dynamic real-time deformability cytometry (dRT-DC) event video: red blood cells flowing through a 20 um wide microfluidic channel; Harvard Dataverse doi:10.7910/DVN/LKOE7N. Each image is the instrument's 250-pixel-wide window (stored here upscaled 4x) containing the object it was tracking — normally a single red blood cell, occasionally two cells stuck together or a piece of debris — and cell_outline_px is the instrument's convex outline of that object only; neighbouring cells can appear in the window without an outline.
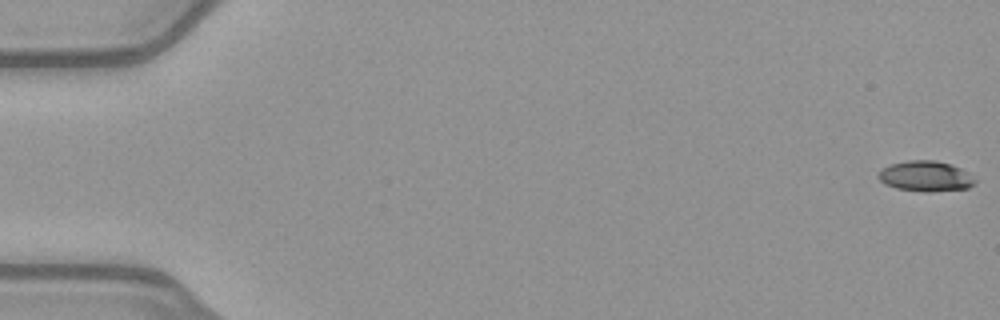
{"species": "common noctule bat (a hibernating species)", "species_latin": "Nyctalus noctula", "temperature_condition": "warm", "stored_images_in_passage": 52, "camera_frame_rate_fps": 3000, "um_per_image_px": 0.085, "animal": {"sex": "female", "body_mass_g": 21.9}, "frame": {"image": 1, "passage_image": 1, "time_ms": 0.0, "image_size_px": [1000, 320], "cell_outline_px": [[976, 184], [968, 188], [932, 192], [924, 192], [896, 188], [884, 184], [876, 176], [880, 168], [888, 164], [908, 160], [936, 160], [952, 164], [960, 168], [976, 180]], "centroid_in_image_um": [78.63, 14.97], "position_along_channel_um": 6.4, "area_um2": 17.46}}
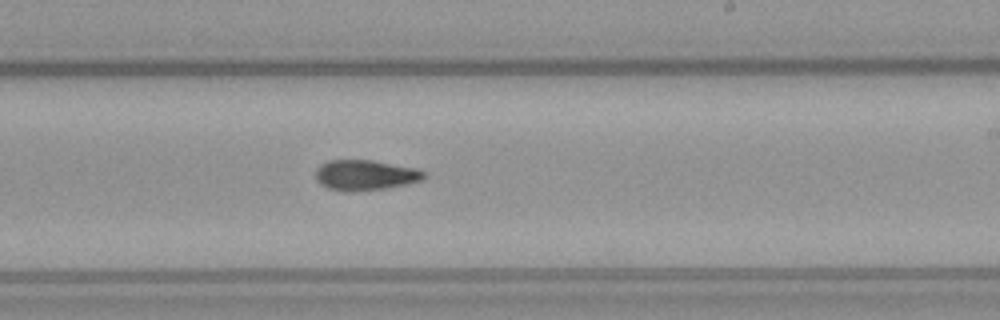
{"frame": {"image": 2, "passage_image": 32, "time_ms": 10.333, "image_size_px": [1000, 320], "cell_outline_px": [[428, 176], [424, 180], [408, 184], [384, 188], [356, 192], [344, 192], [328, 188], [320, 184], [316, 180], [316, 168], [320, 164], [328, 160], [372, 160], [416, 168], [428, 172]], "centroid_in_image_um": [31.08, 14.89], "position_along_channel_um": 257.9, "area_um2": 19.59}}
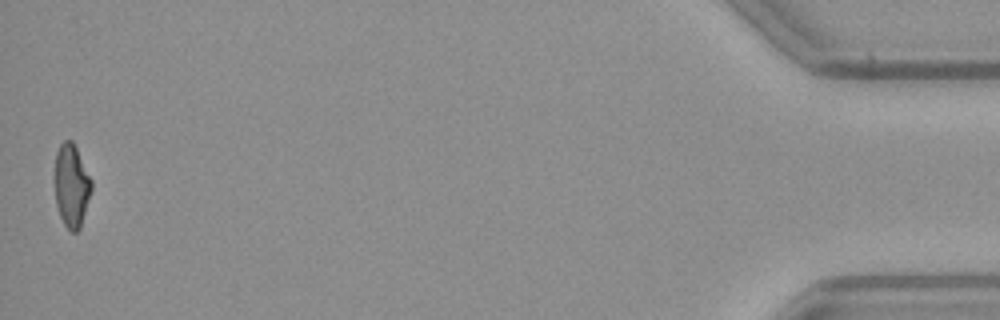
{"frame": {"image": 3, "passage_image": 52, "time_ms": 17.0, "image_size_px": [1000, 320], "cell_outline_px": [[92, 188], [80, 228], [76, 232], [72, 232], [64, 224], [60, 216], [56, 204], [52, 176], [56, 152], [60, 144], [64, 140], [72, 140], [92, 180]], "centroid_in_image_um": [6.03, 15.75], "position_along_channel_um": 429.2, "area_um2": 18.15}, "authors_computed_cell_mechanics": {"area_um2": 18.7272, "velocity_mm_per_s": 4.028, "shape_relaxation_time_tau1_ms": 10.1219, "shape_relaxation_time_tau2_ms": 4.6262, "deformation_change_tau1": 0.2679, "deformation_change_tau2": 0.1327}}